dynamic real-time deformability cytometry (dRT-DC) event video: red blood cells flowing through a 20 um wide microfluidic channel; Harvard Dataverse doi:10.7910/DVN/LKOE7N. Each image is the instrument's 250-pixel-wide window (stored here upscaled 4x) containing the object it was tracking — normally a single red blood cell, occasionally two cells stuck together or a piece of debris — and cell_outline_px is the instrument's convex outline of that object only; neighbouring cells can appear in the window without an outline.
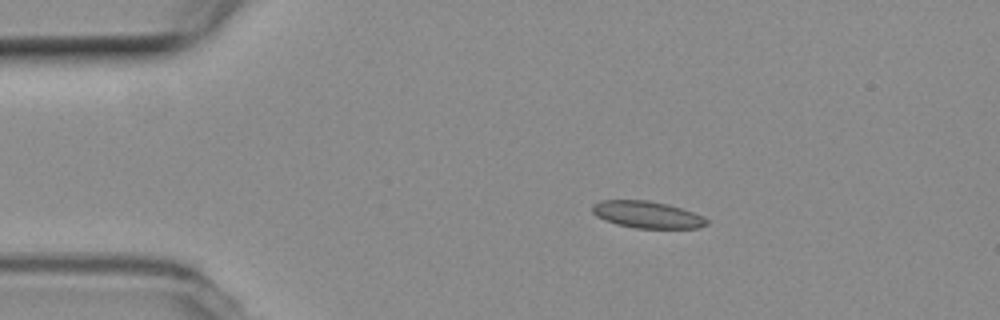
{"species": "common noctule bat (a hibernating species)", "species_latin": "Nyctalus noctula", "temperature_condition": "room temperature", "stored_images_in_passage": 45, "camera_frame_rate_fps": 3000, "um_per_image_px": 0.085, "animal": {"sex": "female", "body_mass_g": 19.3, "forearm_length_mm": 54.1}, "frame": {"image": 1, "passage_image": 1, "time_ms": 0.0, "image_size_px": [1000, 320], "cell_outline_px": [[708, 224], [696, 228], [636, 228], [616, 224], [604, 220], [596, 216], [592, 212], [592, 204], [600, 200], [648, 200], [668, 204], [704, 216], [708, 220]], "centroid_in_image_um": [54.98, 18.24], "position_along_channel_um": 30.0, "area_um2": 17.98}}
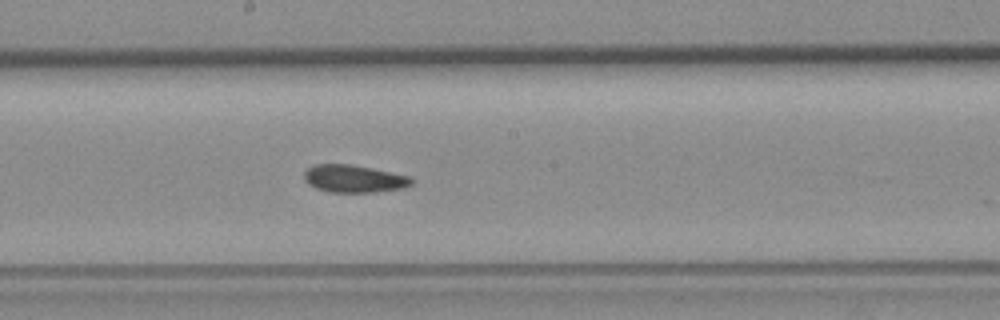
{"frame": {"image": 2, "passage_image": 20, "time_ms": 6.333, "image_size_px": [1000, 320], "cell_outline_px": [[416, 180], [412, 184], [404, 188], [376, 192], [328, 192], [316, 188], [308, 184], [304, 180], [304, 172], [308, 168], [316, 164], [352, 164], [412, 176]], "centroid_in_image_um": [30.13, 15.19], "position_along_channel_um": 218.1, "area_um2": 17.51}}
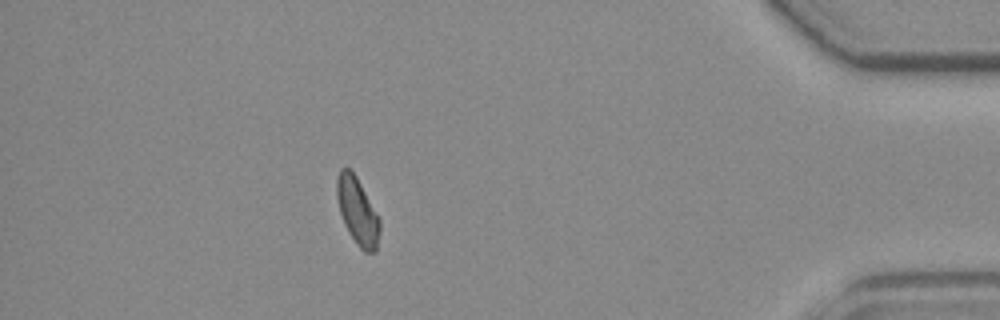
{"frame": {"image": 3, "passage_image": 39, "time_ms": 12.667, "image_size_px": [1000, 320], "cell_outline_px": [[380, 232], [376, 252], [364, 252], [356, 244], [348, 232], [344, 224], [340, 212], [336, 196], [336, 180], [340, 168], [348, 168], [356, 176], [380, 220]], "centroid_in_image_um": [30.37, 17.98], "position_along_channel_um": 404.8, "area_um2": 16.7}, "authors_computed_cell_mechanics": {"area_um2": 17.34, "velocity_mm_per_s": 3.7844, "shape_relaxation_time_tau1_ms": null, "shape_relaxation_time_tau2_ms": 2.97, "deformation_change_tau1": null, "deformation_change_tau2": 0.0995}}